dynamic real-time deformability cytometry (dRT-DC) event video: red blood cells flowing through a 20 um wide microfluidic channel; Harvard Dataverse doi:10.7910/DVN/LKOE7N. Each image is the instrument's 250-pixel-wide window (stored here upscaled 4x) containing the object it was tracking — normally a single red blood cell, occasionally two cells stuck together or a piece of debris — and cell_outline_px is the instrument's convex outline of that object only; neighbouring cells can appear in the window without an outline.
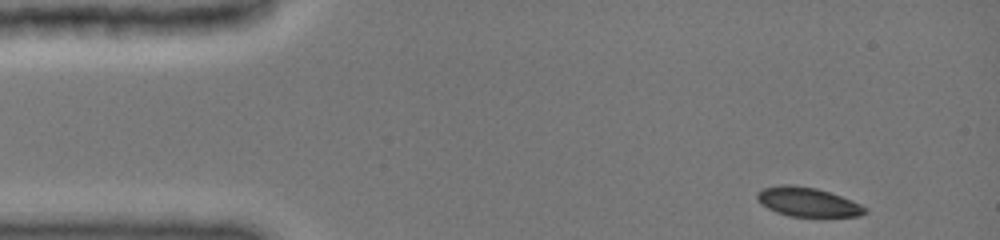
{"species": "common noctule bat (a hibernating species)", "species_latin": "Nyctalus noctula", "temperature_condition": "cold", "stored_images_in_passage": 25, "camera_frame_rate_fps": 3000, "um_per_image_px": 0.085, "animal": {"sex": "female", "body_mass_g": 19.0, "forearm_length_mm": 51.5}, "frame": {"image": 1, "passage_image": 1, "time_ms": 0.0, "image_size_px": [1000, 240], "cell_outline_px": [[868, 212], [860, 216], [788, 216], [776, 212], [760, 204], [756, 200], [756, 192], [764, 188], [780, 184], [792, 184], [816, 188], [852, 200], [868, 208]], "centroid_in_image_um": [68.62, 17.16], "position_along_channel_um": 16.4, "area_um2": 18.44}}
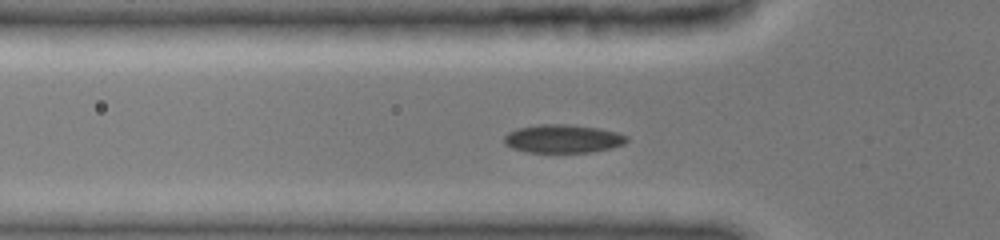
{"frame": {"image": 2, "passage_image": 14, "time_ms": 3.667, "image_size_px": [1000, 240], "cell_outline_px": [[628, 140], [624, 144], [612, 148], [592, 152], [528, 152], [512, 148], [504, 144], [504, 136], [508, 132], [516, 128], [540, 124], [564, 124], [596, 128], [616, 132], [628, 136]], "centroid_in_image_um": [47.83, 11.79], "position_along_channel_um": 78.0, "area_um2": 20.23}}
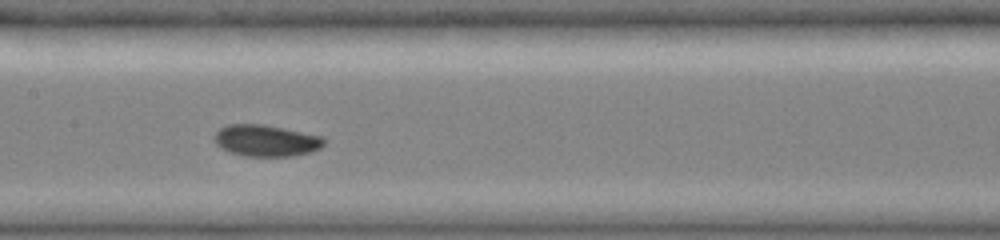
{"frame": {"image": 3, "passage_image": 24, "time_ms": 6.333, "image_size_px": [1000, 240], "cell_outline_px": [[328, 140], [320, 148], [312, 152], [292, 156], [244, 156], [228, 152], [220, 148], [216, 144], [216, 132], [220, 128], [228, 124], [260, 124], [324, 136]], "centroid_in_image_um": [22.65, 11.96], "position_along_channel_um": 184.8, "area_um2": 20.23}}